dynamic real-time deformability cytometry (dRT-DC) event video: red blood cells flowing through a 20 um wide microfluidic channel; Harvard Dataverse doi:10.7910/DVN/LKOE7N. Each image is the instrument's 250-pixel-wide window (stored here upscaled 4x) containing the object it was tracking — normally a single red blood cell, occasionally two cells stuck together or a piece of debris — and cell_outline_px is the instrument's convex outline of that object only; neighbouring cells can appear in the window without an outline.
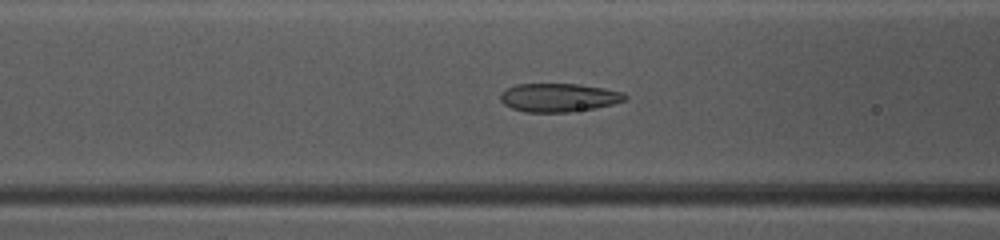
{"species": "common noctule bat (a hibernating species)", "species_latin": "Nyctalus noctula", "temperature_condition": "warm", "stored_images_in_passage": 44, "camera_frame_rate_fps": 3000, "um_per_image_px": 0.085, "animal": {"sex": "female", "body_mass_g": 10.0, "forearm_length_mm": 53.1}, "frame": {"image": 1, "passage_image": 15, "time_ms": 4.667, "image_size_px": [1000, 240], "cell_outline_px": [[628, 96], [624, 100], [612, 104], [596, 108], [572, 112], [524, 112], [512, 108], [504, 104], [500, 100], [500, 92], [516, 84], [576, 84], [604, 88], [624, 92]], "centroid_in_image_um": [47.49, 8.29], "position_along_channel_um": 119.1, "area_um2": 20.75}}
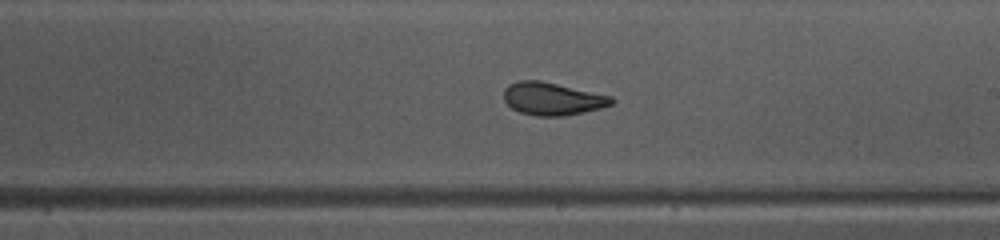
{"frame": {"image": 2, "passage_image": 24, "time_ms": 7.667, "image_size_px": [1000, 240], "cell_outline_px": [[616, 100], [612, 104], [600, 108], [584, 112], [564, 116], [536, 116], [520, 112], [512, 108], [504, 100], [504, 88], [508, 84], [520, 80], [540, 80], [612, 96]], "centroid_in_image_um": [46.95, 8.39], "position_along_channel_um": 242.0, "area_um2": 20.58}}
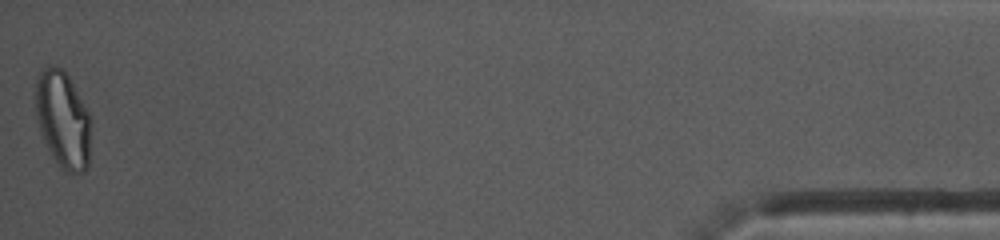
{"frame": {"image": 3, "passage_image": 44, "time_ms": 14.333, "image_size_px": [1000, 240], "cell_outline_px": [[92, 124], [88, 168], [84, 172], [68, 172], [60, 168], [52, 156], [40, 132], [36, 116], [36, 76], [44, 68], [52, 64], [64, 68], [88, 112]], "centroid_in_image_um": [5.36, 10.16], "position_along_channel_um": 429.8, "area_um2": 31.56}, "authors_computed_cell_mechanics": {"area_um2": 21.675, "velocity_mm_per_s": 4.0909, "shape_relaxation_time_tau1_ms": 3.8939, "shape_relaxation_time_tau2_ms": 0.8319, "deformation_change_tau1": 0.1602, "deformation_change_tau2": 0.0749}}